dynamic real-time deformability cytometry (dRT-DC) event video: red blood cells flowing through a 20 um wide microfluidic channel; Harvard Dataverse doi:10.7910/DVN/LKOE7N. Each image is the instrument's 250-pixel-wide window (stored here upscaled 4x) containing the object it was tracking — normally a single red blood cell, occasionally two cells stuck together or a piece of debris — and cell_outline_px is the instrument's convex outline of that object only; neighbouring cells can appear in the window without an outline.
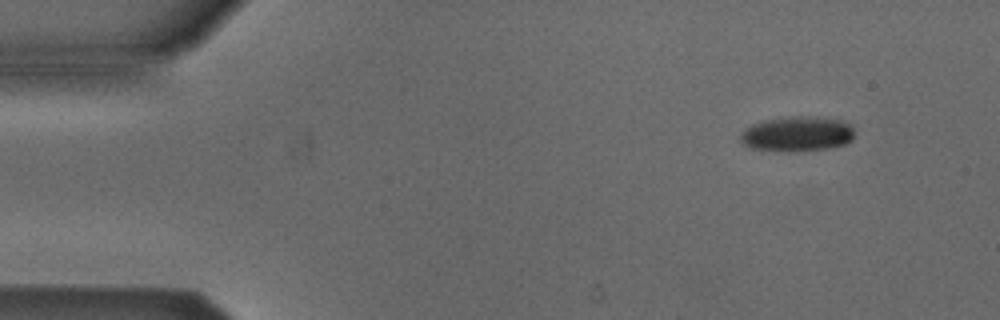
{"species": "Egyptian fruit bat (a non-hibernating species)", "species_latin": "Rousettus aegyptiacus", "temperature_condition": "cold", "stored_images_in_passage": 6, "camera_frame_rate_fps": 3000, "um_per_image_px": 0.085, "animal": {"sex": "male"}, "frame": {"image": 1, "passage_image": 1, "time_ms": 0.0, "image_size_px": [1000, 320], "cell_outline_px": [[852, 140], [844, 144], [828, 148], [788, 152], [748, 148], [740, 140], [740, 132], [744, 128], [752, 124], [764, 120], [796, 116], [816, 116], [840, 120], [852, 124]], "centroid_in_image_um": [67.72, 11.38], "position_along_channel_um": 17.3, "area_um2": 23.41}}
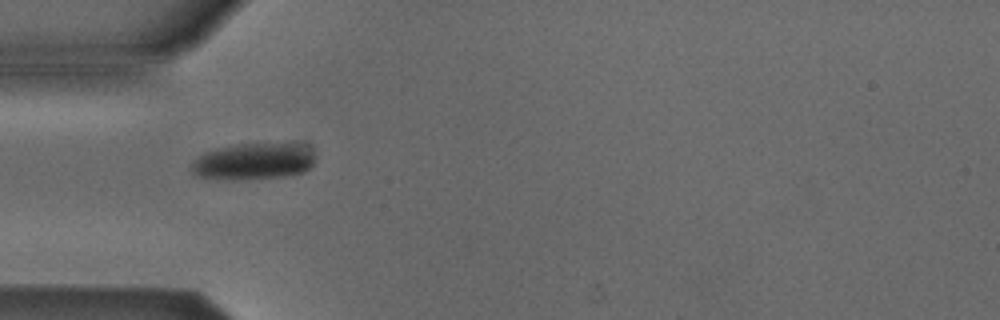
{"frame": {"image": 2, "passage_image": 4, "time_ms": 3.667, "image_size_px": [1000, 320], "cell_outline_px": [[312, 164], [304, 172], [288, 176], [232, 180], [196, 176], [192, 172], [192, 160], [196, 156], [204, 152], [216, 148], [236, 144], [304, 144], [312, 148]], "centroid_in_image_um": [21.51, 13.72], "position_along_channel_um": 63.5, "area_um2": 26.41}}
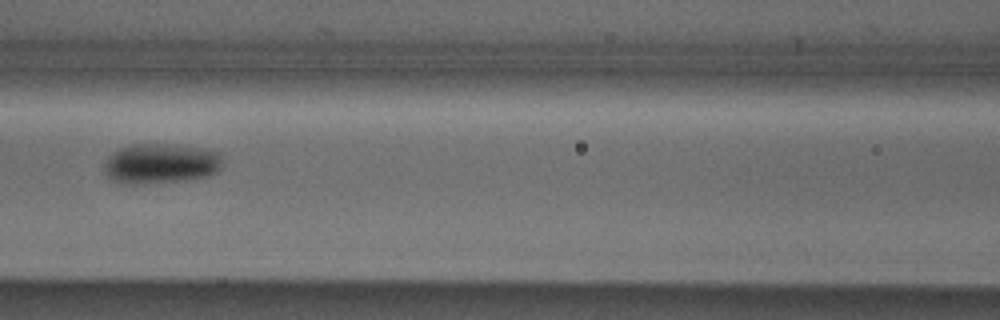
{"frame": {"image": 3, "passage_image": 6, "time_ms": 6.0, "image_size_px": [1000, 320], "cell_outline_px": [[220, 168], [216, 172], [208, 176], [188, 180], [140, 184], [124, 184], [112, 180], [104, 172], [104, 164], [108, 156], [112, 152], [120, 148], [132, 144], [168, 144], [200, 148], [220, 152]], "centroid_in_image_um": [13.62, 13.91], "position_along_channel_um": 153.0, "area_um2": 27.74}}